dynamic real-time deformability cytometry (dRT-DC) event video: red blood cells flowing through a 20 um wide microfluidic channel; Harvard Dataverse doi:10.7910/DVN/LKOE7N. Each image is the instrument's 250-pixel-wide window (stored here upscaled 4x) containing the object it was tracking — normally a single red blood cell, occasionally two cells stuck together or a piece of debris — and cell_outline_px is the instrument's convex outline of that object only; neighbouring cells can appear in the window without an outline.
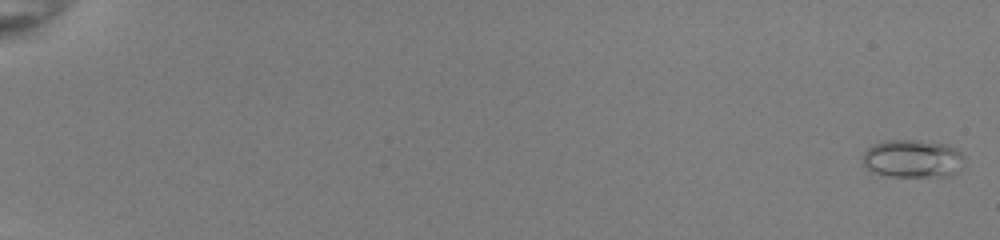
{"species": "common noctule bat (a hibernating species)", "species_latin": "Nyctalus noctula", "temperature_condition": "room temperature", "stored_images_in_passage": 52, "camera_frame_rate_fps": 3000, "um_per_image_px": 0.085, "animal": {"sex": "female", "body_mass_g": 22.0, "forearm_length_mm": 56.7}, "frame": {"image": 1, "passage_image": 1, "time_ms": 0.0, "image_size_px": [1000, 240], "cell_outline_px": [[964, 160], [960, 168], [948, 176], [888, 176], [872, 172], [864, 164], [864, 152], [872, 144], [884, 140], [916, 140], [944, 144], [956, 148], [964, 156]], "centroid_in_image_um": [77.57, 13.48], "position_along_channel_um": 7.4, "area_um2": 22.37}}
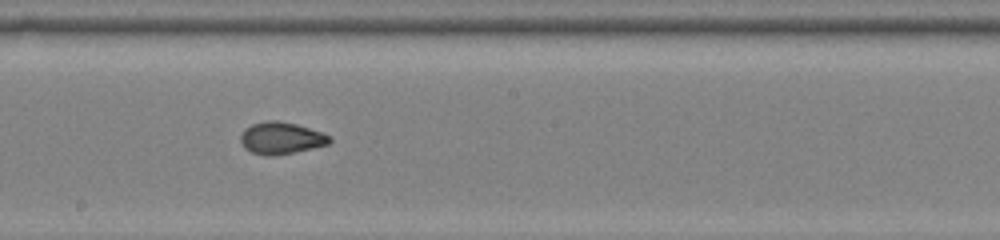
{"frame": {"image": 2, "passage_image": 32, "time_ms": 10.333, "image_size_px": [1000, 240], "cell_outline_px": [[332, 140], [328, 144], [312, 148], [272, 156], [268, 156], [252, 152], [244, 148], [240, 140], [240, 136], [244, 128], [252, 124], [268, 120], [276, 120], [296, 124], [332, 136]], "centroid_in_image_um": [23.87, 11.73], "position_along_channel_um": 224.3, "area_um2": 16.47}}
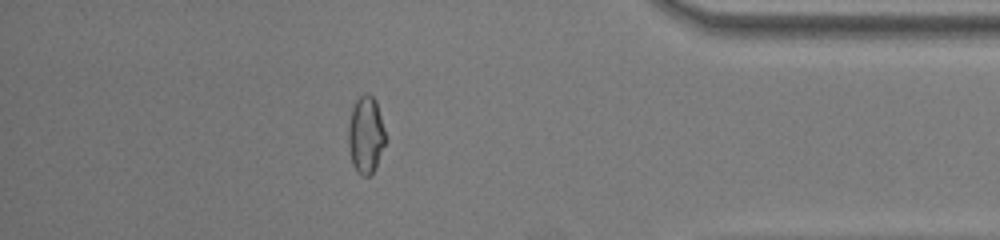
{"frame": {"image": 3, "passage_image": 47, "time_ms": 15.333, "image_size_px": [1000, 240], "cell_outline_px": [[388, 140], [372, 172], [368, 176], [364, 176], [356, 172], [352, 164], [348, 144], [348, 128], [352, 108], [356, 100], [364, 92], [368, 92], [376, 100]], "centroid_in_image_um": [31.11, 11.44], "position_along_channel_um": 404.1, "area_um2": 16.94}, "authors_computed_cell_mechanics": {"area_um2": 16.5886, "velocity_mm_per_s": 4.0399, "shape_relaxation_time_tau1_ms": 9.0272, "shape_relaxation_time_tau2_ms": 0.8712, "deformation_change_tau1": 0.2311, "deformation_change_tau2": 0.0499}}